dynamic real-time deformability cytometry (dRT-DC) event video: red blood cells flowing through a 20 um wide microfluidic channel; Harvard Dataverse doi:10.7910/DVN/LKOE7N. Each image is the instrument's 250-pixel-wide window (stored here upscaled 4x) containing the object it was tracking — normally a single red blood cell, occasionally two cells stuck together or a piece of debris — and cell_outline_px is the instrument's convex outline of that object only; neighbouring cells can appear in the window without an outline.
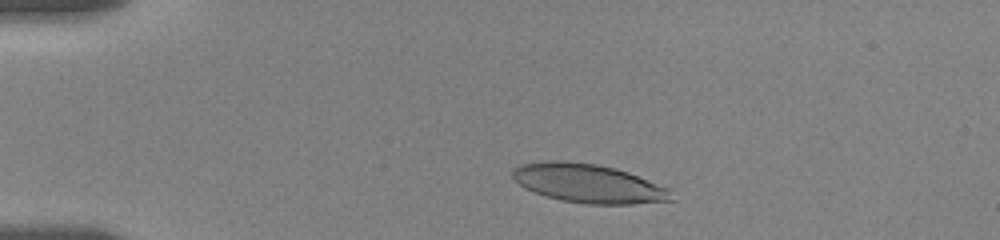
{"species": "human", "species_latin": "Homo sapiens", "temperature_condition": "room temperature", "stored_images_in_passage": 45, "camera_frame_rate_fps": 3000, "um_per_image_px": 0.085, "donor": {"sex": "female"}, "frame": {"image": 1, "passage_image": 7, "time_ms": 2.0, "image_size_px": [1000, 240], "cell_outline_px": [[676, 200], [632, 204], [588, 204], [560, 200], [524, 188], [512, 176], [512, 168], [520, 164], [544, 160], [564, 160], [596, 164], [616, 168], [628, 172], [668, 188]], "centroid_in_image_um": [50.0, 15.58], "position_along_channel_um": 35.0, "area_um2": 35.95}}
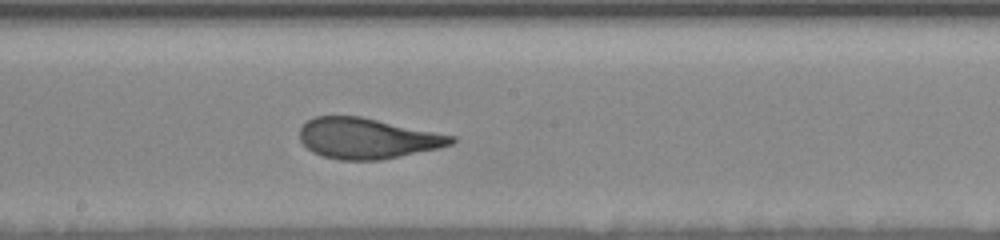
{"frame": {"image": 2, "passage_image": 27, "time_ms": 8.667, "image_size_px": [1000, 240], "cell_outline_px": [[456, 140], [452, 144], [440, 148], [380, 160], [340, 160], [324, 156], [312, 152], [300, 140], [300, 128], [308, 120], [316, 116], [360, 116], [456, 136]], "centroid_in_image_um": [31.23, 11.76], "position_along_channel_um": 217.0, "area_um2": 35.78}}
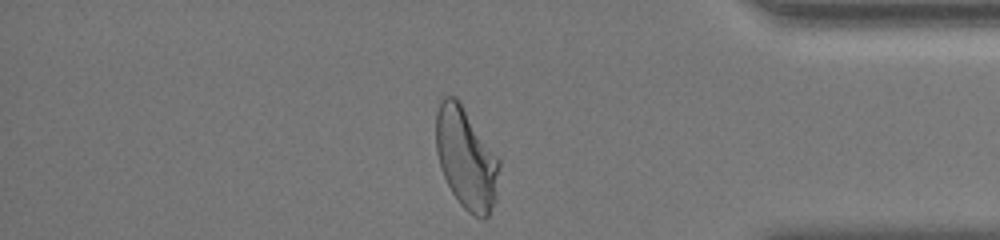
{"frame": {"image": 3, "passage_image": 44, "time_ms": 14.333, "image_size_px": [1000, 240], "cell_outline_px": [[500, 164], [496, 200], [488, 216], [484, 220], [468, 212], [460, 204], [452, 192], [440, 168], [436, 152], [436, 112], [440, 100], [444, 96], [456, 96], [500, 160]], "centroid_in_image_um": [39.62, 13.47], "position_along_channel_um": 395.6, "area_um2": 37.34}, "authors_computed_cell_mechanics": {"area_um2": 36.2984, "velocity_mm_per_s": 3.5058, "shape_relaxation_time_tau1_ms": 5.948, "shape_relaxation_time_tau2_ms": 0.9281, "deformation_change_tau1": 0.222, "deformation_change_tau2": 0.0771}}